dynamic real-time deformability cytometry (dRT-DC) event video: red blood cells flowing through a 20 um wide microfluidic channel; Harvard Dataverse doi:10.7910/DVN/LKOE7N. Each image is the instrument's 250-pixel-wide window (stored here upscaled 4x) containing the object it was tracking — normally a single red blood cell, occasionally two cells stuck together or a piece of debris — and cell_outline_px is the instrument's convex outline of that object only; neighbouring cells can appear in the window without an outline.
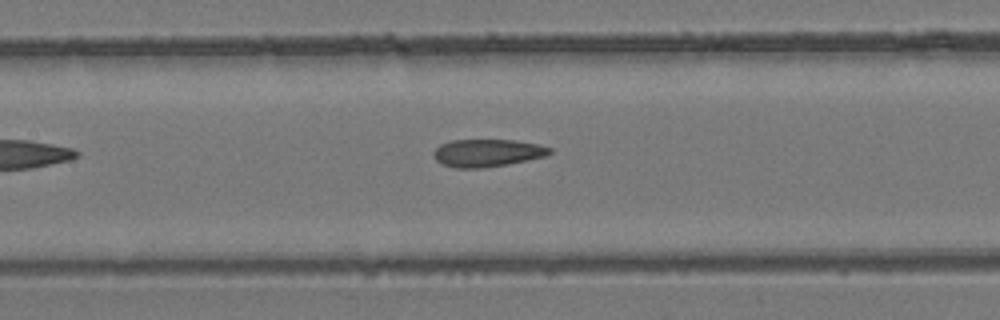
{"species": "common noctule bat (a hibernating species)", "species_latin": "Nyctalus noctula", "temperature_condition": "room temperature", "stored_images_in_passage": 8, "camera_frame_rate_fps": 3000, "um_per_image_px": 0.085, "animal": {"sex": "female", "body_mass_g": 24.6, "forearm_length_mm": 56.2}, "frame": {"image": 1, "passage_image": 7, "time_ms": 2.0, "image_size_px": [1000, 320], "cell_outline_px": [[552, 152], [548, 156], [508, 164], [484, 168], [456, 168], [444, 164], [436, 160], [432, 156], [432, 152], [440, 144], [452, 140], [516, 140], [536, 144], [552, 148]], "centroid_in_image_um": [41.42, 13.0], "position_along_channel_um": 166.0, "area_um2": 18.79}}